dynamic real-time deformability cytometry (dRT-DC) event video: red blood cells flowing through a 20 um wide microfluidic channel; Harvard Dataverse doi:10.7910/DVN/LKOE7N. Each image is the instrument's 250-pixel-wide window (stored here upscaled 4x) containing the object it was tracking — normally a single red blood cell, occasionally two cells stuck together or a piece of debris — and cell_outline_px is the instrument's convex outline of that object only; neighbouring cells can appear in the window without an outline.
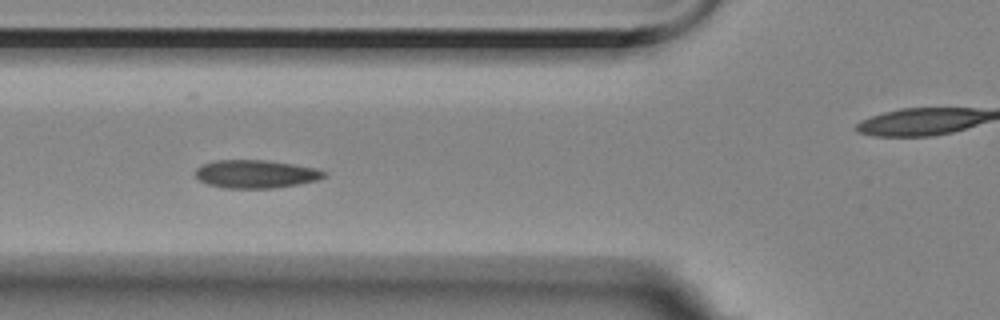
{"species": "Egyptian fruit bat (a non-hibernating species)", "species_latin": "Rousettus aegyptiacus", "temperature_condition": "room temperature", "stored_images_in_passage": 57, "camera_frame_rate_fps": 3000, "um_per_image_px": 0.085, "animal": {"sex": "female"}, "frame": {"image": 1, "passage_image": 20, "time_ms": 6.333, "image_size_px": [1000, 320], "cell_outline_px": [[328, 176], [316, 180], [300, 184], [272, 188], [224, 188], [208, 184], [200, 180], [196, 176], [196, 168], [200, 164], [212, 160], [268, 160], [292, 164], [312, 168], [328, 172]], "centroid_in_image_um": [21.72, 14.78], "position_along_channel_um": 104.1, "area_um2": 21.15}}
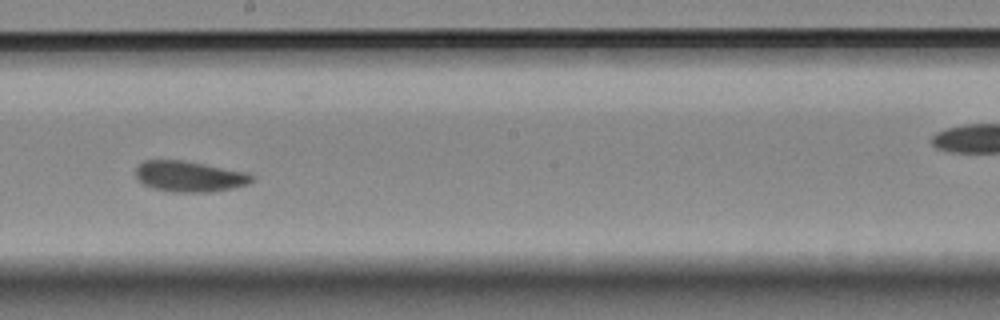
{"frame": {"image": 2, "passage_image": 31, "time_ms": 10.0, "image_size_px": [1000, 320], "cell_outline_px": [[256, 180], [248, 184], [232, 188], [212, 192], [176, 192], [152, 188], [136, 180], [136, 168], [144, 160], [184, 160], [248, 172], [256, 176]], "centroid_in_image_um": [16.15, 14.99], "position_along_channel_um": 232.1, "area_um2": 21.1}}
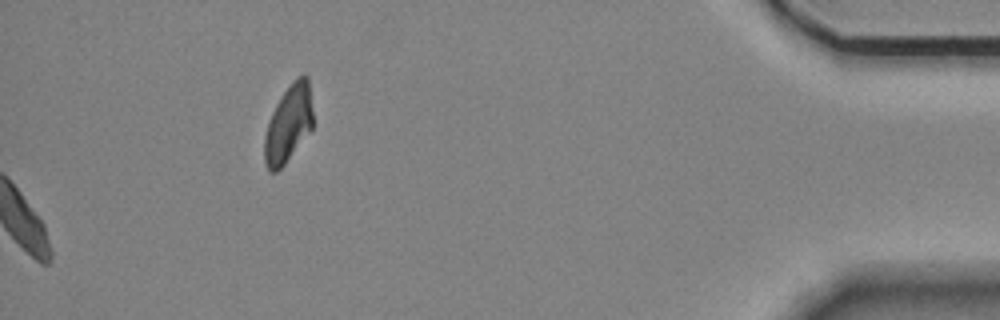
{"frame": {"image": 3, "passage_image": 57, "time_ms": 18.667, "image_size_px": [1000, 320], "cell_outline_px": [[312, 128], [284, 164], [276, 172], [268, 172], [264, 164], [264, 136], [272, 112], [276, 104], [292, 80], [296, 76], [304, 72], [308, 76], [312, 108]], "centroid_in_image_um": [24.51, 10.49], "position_along_channel_um": 410.7, "area_um2": 21.79}}